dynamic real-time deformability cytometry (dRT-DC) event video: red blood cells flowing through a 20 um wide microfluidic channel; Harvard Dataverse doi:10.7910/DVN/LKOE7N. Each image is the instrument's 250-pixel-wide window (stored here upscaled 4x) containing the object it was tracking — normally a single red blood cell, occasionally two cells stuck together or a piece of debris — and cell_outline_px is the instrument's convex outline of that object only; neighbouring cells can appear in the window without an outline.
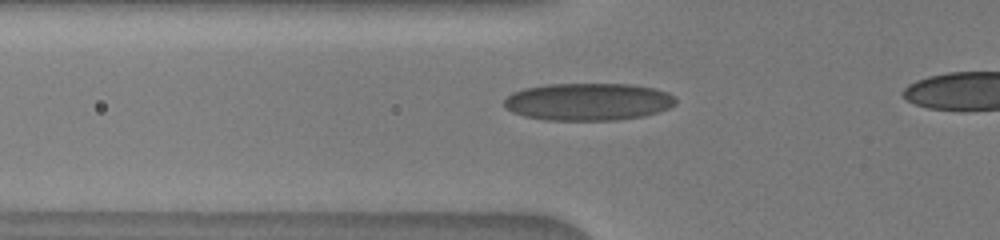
{"species": "human", "species_latin": "Homo sapiens", "temperature_condition": "warm", "stored_images_in_passage": 14, "camera_frame_rate_fps": 3000, "um_per_image_px": 0.085, "donor": {"sex": "male"}, "frame": {"image": 1, "passage_image": 2, "time_ms": 0.333, "image_size_px": [1000, 240], "cell_outline_px": [[676, 104], [668, 108], [644, 116], [616, 120], [544, 120], [524, 116], [512, 112], [504, 108], [504, 100], [512, 92], [524, 88], [544, 84], [632, 84], [656, 88], [668, 92], [676, 96]], "centroid_in_image_um": [49.99, 8.64], "position_along_channel_um": 75.8, "area_um2": 37.8}}
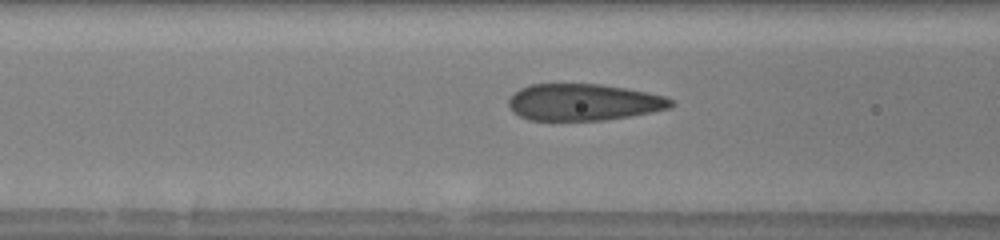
{"frame": {"image": 2, "passage_image": 6, "time_ms": 1.333, "image_size_px": [1000, 240], "cell_outline_px": [[676, 104], [672, 108], [652, 112], [604, 120], [528, 120], [512, 112], [508, 104], [508, 100], [520, 88], [532, 84], [600, 84], [624, 88], [664, 96], [672, 100]], "centroid_in_image_um": [49.6, 8.69], "position_along_channel_um": 117.0, "area_um2": 34.62}}